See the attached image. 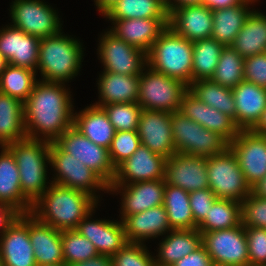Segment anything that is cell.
I'll return each mask as SVG.
<instances>
[{"instance_id": "6da1fadb", "label": "cell", "mask_w": 266, "mask_h": 266, "mask_svg": "<svg viewBox=\"0 0 266 266\" xmlns=\"http://www.w3.org/2000/svg\"><path fill=\"white\" fill-rule=\"evenodd\" d=\"M65 84L40 79L34 84L24 102L27 138L55 142L73 126L74 105Z\"/></svg>"}, {"instance_id": "7a4b0ae2", "label": "cell", "mask_w": 266, "mask_h": 266, "mask_svg": "<svg viewBox=\"0 0 266 266\" xmlns=\"http://www.w3.org/2000/svg\"><path fill=\"white\" fill-rule=\"evenodd\" d=\"M98 203L88 193L51 183L33 203L31 214L59 231L76 230Z\"/></svg>"}, {"instance_id": "3957f363", "label": "cell", "mask_w": 266, "mask_h": 266, "mask_svg": "<svg viewBox=\"0 0 266 266\" xmlns=\"http://www.w3.org/2000/svg\"><path fill=\"white\" fill-rule=\"evenodd\" d=\"M60 32L40 39L37 73L42 81L67 83L79 74L83 62V44Z\"/></svg>"}, {"instance_id": "277c9868", "label": "cell", "mask_w": 266, "mask_h": 266, "mask_svg": "<svg viewBox=\"0 0 266 266\" xmlns=\"http://www.w3.org/2000/svg\"><path fill=\"white\" fill-rule=\"evenodd\" d=\"M7 147L17 162L22 193L33 204L52 183L47 180L50 142L26 138Z\"/></svg>"}, {"instance_id": "5b68a950", "label": "cell", "mask_w": 266, "mask_h": 266, "mask_svg": "<svg viewBox=\"0 0 266 266\" xmlns=\"http://www.w3.org/2000/svg\"><path fill=\"white\" fill-rule=\"evenodd\" d=\"M193 42L167 26L146 54L147 65L167 77L192 83Z\"/></svg>"}, {"instance_id": "8992f818", "label": "cell", "mask_w": 266, "mask_h": 266, "mask_svg": "<svg viewBox=\"0 0 266 266\" xmlns=\"http://www.w3.org/2000/svg\"><path fill=\"white\" fill-rule=\"evenodd\" d=\"M171 128L176 152L210 157L224 152L229 142L219 133L210 131L179 111L171 113Z\"/></svg>"}, {"instance_id": "52a82bcc", "label": "cell", "mask_w": 266, "mask_h": 266, "mask_svg": "<svg viewBox=\"0 0 266 266\" xmlns=\"http://www.w3.org/2000/svg\"><path fill=\"white\" fill-rule=\"evenodd\" d=\"M187 90L188 86L181 80L167 77L146 65L139 76L137 103L146 110L173 113L179 111Z\"/></svg>"}, {"instance_id": "ba28073f", "label": "cell", "mask_w": 266, "mask_h": 266, "mask_svg": "<svg viewBox=\"0 0 266 266\" xmlns=\"http://www.w3.org/2000/svg\"><path fill=\"white\" fill-rule=\"evenodd\" d=\"M209 188L218 199L242 202L251 193L238 159L230 147L224 152L207 157Z\"/></svg>"}, {"instance_id": "9c48e42d", "label": "cell", "mask_w": 266, "mask_h": 266, "mask_svg": "<svg viewBox=\"0 0 266 266\" xmlns=\"http://www.w3.org/2000/svg\"><path fill=\"white\" fill-rule=\"evenodd\" d=\"M49 153V164L56 173L52 183L88 193L98 202L97 190L109 192V186L94 171L64 152L55 142L50 143Z\"/></svg>"}, {"instance_id": "30bf717a", "label": "cell", "mask_w": 266, "mask_h": 266, "mask_svg": "<svg viewBox=\"0 0 266 266\" xmlns=\"http://www.w3.org/2000/svg\"><path fill=\"white\" fill-rule=\"evenodd\" d=\"M55 143L64 152L94 171L108 186L111 185L116 168L111 162L109 149L93 143L73 126L67 129Z\"/></svg>"}, {"instance_id": "8fae6325", "label": "cell", "mask_w": 266, "mask_h": 266, "mask_svg": "<svg viewBox=\"0 0 266 266\" xmlns=\"http://www.w3.org/2000/svg\"><path fill=\"white\" fill-rule=\"evenodd\" d=\"M10 6L11 25L39 39L57 35L62 23L54 8L41 0H14Z\"/></svg>"}, {"instance_id": "7c38bea8", "label": "cell", "mask_w": 266, "mask_h": 266, "mask_svg": "<svg viewBox=\"0 0 266 266\" xmlns=\"http://www.w3.org/2000/svg\"><path fill=\"white\" fill-rule=\"evenodd\" d=\"M100 38L97 54L104 66L103 71L130 76L141 75L147 65L144 51L116 37L108 30Z\"/></svg>"}, {"instance_id": "4fadbf2b", "label": "cell", "mask_w": 266, "mask_h": 266, "mask_svg": "<svg viewBox=\"0 0 266 266\" xmlns=\"http://www.w3.org/2000/svg\"><path fill=\"white\" fill-rule=\"evenodd\" d=\"M202 245L213 264L249 266L248 245L242 223L231 229L202 233Z\"/></svg>"}, {"instance_id": "5bb4252c", "label": "cell", "mask_w": 266, "mask_h": 266, "mask_svg": "<svg viewBox=\"0 0 266 266\" xmlns=\"http://www.w3.org/2000/svg\"><path fill=\"white\" fill-rule=\"evenodd\" d=\"M229 147L235 153L245 180L252 188L266 176V135L240 130Z\"/></svg>"}, {"instance_id": "9a60e30c", "label": "cell", "mask_w": 266, "mask_h": 266, "mask_svg": "<svg viewBox=\"0 0 266 266\" xmlns=\"http://www.w3.org/2000/svg\"><path fill=\"white\" fill-rule=\"evenodd\" d=\"M164 180L187 192L209 188L207 157L176 152L165 160Z\"/></svg>"}, {"instance_id": "2e32d148", "label": "cell", "mask_w": 266, "mask_h": 266, "mask_svg": "<svg viewBox=\"0 0 266 266\" xmlns=\"http://www.w3.org/2000/svg\"><path fill=\"white\" fill-rule=\"evenodd\" d=\"M137 133L141 144L168 159L176 153L171 128V113L143 109Z\"/></svg>"}, {"instance_id": "e0dca14e", "label": "cell", "mask_w": 266, "mask_h": 266, "mask_svg": "<svg viewBox=\"0 0 266 266\" xmlns=\"http://www.w3.org/2000/svg\"><path fill=\"white\" fill-rule=\"evenodd\" d=\"M165 160L148 147L139 148L116 167L111 184H133L136 182L164 179Z\"/></svg>"}, {"instance_id": "ac0fdd59", "label": "cell", "mask_w": 266, "mask_h": 266, "mask_svg": "<svg viewBox=\"0 0 266 266\" xmlns=\"http://www.w3.org/2000/svg\"><path fill=\"white\" fill-rule=\"evenodd\" d=\"M110 193H121V219L163 205L165 180H151L133 184H111Z\"/></svg>"}, {"instance_id": "d6986e66", "label": "cell", "mask_w": 266, "mask_h": 266, "mask_svg": "<svg viewBox=\"0 0 266 266\" xmlns=\"http://www.w3.org/2000/svg\"><path fill=\"white\" fill-rule=\"evenodd\" d=\"M39 45V38L11 24L0 29V54L10 65L36 71Z\"/></svg>"}, {"instance_id": "ffe728a7", "label": "cell", "mask_w": 266, "mask_h": 266, "mask_svg": "<svg viewBox=\"0 0 266 266\" xmlns=\"http://www.w3.org/2000/svg\"><path fill=\"white\" fill-rule=\"evenodd\" d=\"M0 258L4 266H37L28 230V214H21L0 234Z\"/></svg>"}, {"instance_id": "44dd1931", "label": "cell", "mask_w": 266, "mask_h": 266, "mask_svg": "<svg viewBox=\"0 0 266 266\" xmlns=\"http://www.w3.org/2000/svg\"><path fill=\"white\" fill-rule=\"evenodd\" d=\"M179 112L202 127L219 133L229 143L235 139L240 131L231 117L203 103L189 90L184 93L181 99Z\"/></svg>"}, {"instance_id": "7402d4cb", "label": "cell", "mask_w": 266, "mask_h": 266, "mask_svg": "<svg viewBox=\"0 0 266 266\" xmlns=\"http://www.w3.org/2000/svg\"><path fill=\"white\" fill-rule=\"evenodd\" d=\"M94 211L95 208L82 219L76 230L94 244L99 255L111 257L128 242L122 221L94 220L91 218Z\"/></svg>"}, {"instance_id": "603a6c76", "label": "cell", "mask_w": 266, "mask_h": 266, "mask_svg": "<svg viewBox=\"0 0 266 266\" xmlns=\"http://www.w3.org/2000/svg\"><path fill=\"white\" fill-rule=\"evenodd\" d=\"M169 27L192 42L211 38L212 10L201 4L181 6L169 14Z\"/></svg>"}, {"instance_id": "cb8c5ba5", "label": "cell", "mask_w": 266, "mask_h": 266, "mask_svg": "<svg viewBox=\"0 0 266 266\" xmlns=\"http://www.w3.org/2000/svg\"><path fill=\"white\" fill-rule=\"evenodd\" d=\"M125 236L130 243H143L158 238L172 230L163 205L152 207L141 213L125 216L122 220ZM167 232V233H166Z\"/></svg>"}, {"instance_id": "d4e9b609", "label": "cell", "mask_w": 266, "mask_h": 266, "mask_svg": "<svg viewBox=\"0 0 266 266\" xmlns=\"http://www.w3.org/2000/svg\"><path fill=\"white\" fill-rule=\"evenodd\" d=\"M109 31L146 54L161 32L169 26V19H122L110 20Z\"/></svg>"}, {"instance_id": "484cf974", "label": "cell", "mask_w": 266, "mask_h": 266, "mask_svg": "<svg viewBox=\"0 0 266 266\" xmlns=\"http://www.w3.org/2000/svg\"><path fill=\"white\" fill-rule=\"evenodd\" d=\"M28 230L37 266L65 263L61 231L40 222L31 213H28Z\"/></svg>"}, {"instance_id": "4316f807", "label": "cell", "mask_w": 266, "mask_h": 266, "mask_svg": "<svg viewBox=\"0 0 266 266\" xmlns=\"http://www.w3.org/2000/svg\"><path fill=\"white\" fill-rule=\"evenodd\" d=\"M0 148V202L21 214L31 213L33 204L22 193L15 156L7 146Z\"/></svg>"}, {"instance_id": "83f0119b", "label": "cell", "mask_w": 266, "mask_h": 266, "mask_svg": "<svg viewBox=\"0 0 266 266\" xmlns=\"http://www.w3.org/2000/svg\"><path fill=\"white\" fill-rule=\"evenodd\" d=\"M232 93L236 104L234 123L240 130H250L266 108V88L243 80Z\"/></svg>"}, {"instance_id": "f1b7e54d", "label": "cell", "mask_w": 266, "mask_h": 266, "mask_svg": "<svg viewBox=\"0 0 266 266\" xmlns=\"http://www.w3.org/2000/svg\"><path fill=\"white\" fill-rule=\"evenodd\" d=\"M99 101L96 106L114 103H137L139 95V76H130L103 71L99 74Z\"/></svg>"}, {"instance_id": "f546056e", "label": "cell", "mask_w": 266, "mask_h": 266, "mask_svg": "<svg viewBox=\"0 0 266 266\" xmlns=\"http://www.w3.org/2000/svg\"><path fill=\"white\" fill-rule=\"evenodd\" d=\"M201 246L202 234L196 228L170 230L167 236L162 238L154 260L156 265L172 266Z\"/></svg>"}, {"instance_id": "4dcf8cb0", "label": "cell", "mask_w": 266, "mask_h": 266, "mask_svg": "<svg viewBox=\"0 0 266 266\" xmlns=\"http://www.w3.org/2000/svg\"><path fill=\"white\" fill-rule=\"evenodd\" d=\"M73 127L93 143L110 148L115 129L104 109L90 104L78 113H73Z\"/></svg>"}, {"instance_id": "1f68e13d", "label": "cell", "mask_w": 266, "mask_h": 266, "mask_svg": "<svg viewBox=\"0 0 266 266\" xmlns=\"http://www.w3.org/2000/svg\"><path fill=\"white\" fill-rule=\"evenodd\" d=\"M256 1L258 0H246L240 5L213 10L211 38H214L224 47L231 46L252 11L249 4L251 5Z\"/></svg>"}, {"instance_id": "d6a6232c", "label": "cell", "mask_w": 266, "mask_h": 266, "mask_svg": "<svg viewBox=\"0 0 266 266\" xmlns=\"http://www.w3.org/2000/svg\"><path fill=\"white\" fill-rule=\"evenodd\" d=\"M231 47L244 59L266 53V14L252 9Z\"/></svg>"}, {"instance_id": "836d02e7", "label": "cell", "mask_w": 266, "mask_h": 266, "mask_svg": "<svg viewBox=\"0 0 266 266\" xmlns=\"http://www.w3.org/2000/svg\"><path fill=\"white\" fill-rule=\"evenodd\" d=\"M26 138L24 103L0 92V146Z\"/></svg>"}, {"instance_id": "e575fe53", "label": "cell", "mask_w": 266, "mask_h": 266, "mask_svg": "<svg viewBox=\"0 0 266 266\" xmlns=\"http://www.w3.org/2000/svg\"><path fill=\"white\" fill-rule=\"evenodd\" d=\"M188 90L203 103L235 120L236 104L232 89L221 86L211 79H201L192 82Z\"/></svg>"}, {"instance_id": "d590c367", "label": "cell", "mask_w": 266, "mask_h": 266, "mask_svg": "<svg viewBox=\"0 0 266 266\" xmlns=\"http://www.w3.org/2000/svg\"><path fill=\"white\" fill-rule=\"evenodd\" d=\"M109 20L169 19L165 0H120L105 16Z\"/></svg>"}, {"instance_id": "8d00e7d4", "label": "cell", "mask_w": 266, "mask_h": 266, "mask_svg": "<svg viewBox=\"0 0 266 266\" xmlns=\"http://www.w3.org/2000/svg\"><path fill=\"white\" fill-rule=\"evenodd\" d=\"M241 223V203L231 199H217L205 219L196 229L202 234L210 231L231 229Z\"/></svg>"}, {"instance_id": "74e56055", "label": "cell", "mask_w": 266, "mask_h": 266, "mask_svg": "<svg viewBox=\"0 0 266 266\" xmlns=\"http://www.w3.org/2000/svg\"><path fill=\"white\" fill-rule=\"evenodd\" d=\"M172 230L194 229V218L189 204V192L165 183L164 203Z\"/></svg>"}, {"instance_id": "f35d334b", "label": "cell", "mask_w": 266, "mask_h": 266, "mask_svg": "<svg viewBox=\"0 0 266 266\" xmlns=\"http://www.w3.org/2000/svg\"><path fill=\"white\" fill-rule=\"evenodd\" d=\"M224 46L214 38L193 42L192 82L211 79L218 64Z\"/></svg>"}, {"instance_id": "ab89813d", "label": "cell", "mask_w": 266, "mask_h": 266, "mask_svg": "<svg viewBox=\"0 0 266 266\" xmlns=\"http://www.w3.org/2000/svg\"><path fill=\"white\" fill-rule=\"evenodd\" d=\"M36 75L34 70L8 64L0 74V92L24 103L37 82Z\"/></svg>"}, {"instance_id": "60d3db41", "label": "cell", "mask_w": 266, "mask_h": 266, "mask_svg": "<svg viewBox=\"0 0 266 266\" xmlns=\"http://www.w3.org/2000/svg\"><path fill=\"white\" fill-rule=\"evenodd\" d=\"M244 60L231 46L224 47L211 80L233 89L244 80Z\"/></svg>"}, {"instance_id": "b9f144b4", "label": "cell", "mask_w": 266, "mask_h": 266, "mask_svg": "<svg viewBox=\"0 0 266 266\" xmlns=\"http://www.w3.org/2000/svg\"><path fill=\"white\" fill-rule=\"evenodd\" d=\"M63 259L67 266L99 255L94 244L77 230L61 231Z\"/></svg>"}, {"instance_id": "7bdbcfd3", "label": "cell", "mask_w": 266, "mask_h": 266, "mask_svg": "<svg viewBox=\"0 0 266 266\" xmlns=\"http://www.w3.org/2000/svg\"><path fill=\"white\" fill-rule=\"evenodd\" d=\"M104 109L115 131L137 130L143 108L138 103H114L100 106Z\"/></svg>"}, {"instance_id": "ee69618b", "label": "cell", "mask_w": 266, "mask_h": 266, "mask_svg": "<svg viewBox=\"0 0 266 266\" xmlns=\"http://www.w3.org/2000/svg\"><path fill=\"white\" fill-rule=\"evenodd\" d=\"M143 243L127 242L111 256L112 266H155L153 255Z\"/></svg>"}, {"instance_id": "f6af8a7d", "label": "cell", "mask_w": 266, "mask_h": 266, "mask_svg": "<svg viewBox=\"0 0 266 266\" xmlns=\"http://www.w3.org/2000/svg\"><path fill=\"white\" fill-rule=\"evenodd\" d=\"M141 145L137 130L115 131L109 148L112 164L116 168L120 163L129 158Z\"/></svg>"}, {"instance_id": "bcb514c9", "label": "cell", "mask_w": 266, "mask_h": 266, "mask_svg": "<svg viewBox=\"0 0 266 266\" xmlns=\"http://www.w3.org/2000/svg\"><path fill=\"white\" fill-rule=\"evenodd\" d=\"M242 225L266 229V199L252 192L241 202Z\"/></svg>"}, {"instance_id": "7dc6e473", "label": "cell", "mask_w": 266, "mask_h": 266, "mask_svg": "<svg viewBox=\"0 0 266 266\" xmlns=\"http://www.w3.org/2000/svg\"><path fill=\"white\" fill-rule=\"evenodd\" d=\"M247 245L249 266H266V229L244 227Z\"/></svg>"}, {"instance_id": "c3c4849f", "label": "cell", "mask_w": 266, "mask_h": 266, "mask_svg": "<svg viewBox=\"0 0 266 266\" xmlns=\"http://www.w3.org/2000/svg\"><path fill=\"white\" fill-rule=\"evenodd\" d=\"M218 198L210 188L189 192V204L194 218V228L205 219L208 211Z\"/></svg>"}, {"instance_id": "681fc988", "label": "cell", "mask_w": 266, "mask_h": 266, "mask_svg": "<svg viewBox=\"0 0 266 266\" xmlns=\"http://www.w3.org/2000/svg\"><path fill=\"white\" fill-rule=\"evenodd\" d=\"M243 71L244 81L266 88V53L245 58Z\"/></svg>"}, {"instance_id": "f907efd6", "label": "cell", "mask_w": 266, "mask_h": 266, "mask_svg": "<svg viewBox=\"0 0 266 266\" xmlns=\"http://www.w3.org/2000/svg\"><path fill=\"white\" fill-rule=\"evenodd\" d=\"M213 262L202 245L196 251L182 257L172 266H213Z\"/></svg>"}, {"instance_id": "816d5d0a", "label": "cell", "mask_w": 266, "mask_h": 266, "mask_svg": "<svg viewBox=\"0 0 266 266\" xmlns=\"http://www.w3.org/2000/svg\"><path fill=\"white\" fill-rule=\"evenodd\" d=\"M20 215L14 207L0 202V234H3Z\"/></svg>"}, {"instance_id": "f5cc1de1", "label": "cell", "mask_w": 266, "mask_h": 266, "mask_svg": "<svg viewBox=\"0 0 266 266\" xmlns=\"http://www.w3.org/2000/svg\"><path fill=\"white\" fill-rule=\"evenodd\" d=\"M70 266H112V260L110 256L98 255L94 258L74 263Z\"/></svg>"}, {"instance_id": "db71d44e", "label": "cell", "mask_w": 266, "mask_h": 266, "mask_svg": "<svg viewBox=\"0 0 266 266\" xmlns=\"http://www.w3.org/2000/svg\"><path fill=\"white\" fill-rule=\"evenodd\" d=\"M120 0H94L95 6L102 16L106 15L110 10H112Z\"/></svg>"}, {"instance_id": "11a10c76", "label": "cell", "mask_w": 266, "mask_h": 266, "mask_svg": "<svg viewBox=\"0 0 266 266\" xmlns=\"http://www.w3.org/2000/svg\"><path fill=\"white\" fill-rule=\"evenodd\" d=\"M166 8L170 14L174 9L185 5L200 4V0H165Z\"/></svg>"}, {"instance_id": "9f6ffc18", "label": "cell", "mask_w": 266, "mask_h": 266, "mask_svg": "<svg viewBox=\"0 0 266 266\" xmlns=\"http://www.w3.org/2000/svg\"><path fill=\"white\" fill-rule=\"evenodd\" d=\"M250 130L254 133L266 135V108L262 112L257 123Z\"/></svg>"}, {"instance_id": "6f0895ef", "label": "cell", "mask_w": 266, "mask_h": 266, "mask_svg": "<svg viewBox=\"0 0 266 266\" xmlns=\"http://www.w3.org/2000/svg\"><path fill=\"white\" fill-rule=\"evenodd\" d=\"M251 192L258 197L266 199V176L251 188Z\"/></svg>"}, {"instance_id": "680465c9", "label": "cell", "mask_w": 266, "mask_h": 266, "mask_svg": "<svg viewBox=\"0 0 266 266\" xmlns=\"http://www.w3.org/2000/svg\"><path fill=\"white\" fill-rule=\"evenodd\" d=\"M246 0H216V9L243 4Z\"/></svg>"}, {"instance_id": "91938a15", "label": "cell", "mask_w": 266, "mask_h": 266, "mask_svg": "<svg viewBox=\"0 0 266 266\" xmlns=\"http://www.w3.org/2000/svg\"><path fill=\"white\" fill-rule=\"evenodd\" d=\"M200 4L209 7L212 11L216 10V0H200Z\"/></svg>"}, {"instance_id": "94428289", "label": "cell", "mask_w": 266, "mask_h": 266, "mask_svg": "<svg viewBox=\"0 0 266 266\" xmlns=\"http://www.w3.org/2000/svg\"><path fill=\"white\" fill-rule=\"evenodd\" d=\"M7 65H8L7 60L0 54V74L6 68Z\"/></svg>"}, {"instance_id": "6125c7cd", "label": "cell", "mask_w": 266, "mask_h": 266, "mask_svg": "<svg viewBox=\"0 0 266 266\" xmlns=\"http://www.w3.org/2000/svg\"><path fill=\"white\" fill-rule=\"evenodd\" d=\"M40 266H67L65 263L51 264V265H40Z\"/></svg>"}, {"instance_id": "be15d7a7", "label": "cell", "mask_w": 266, "mask_h": 266, "mask_svg": "<svg viewBox=\"0 0 266 266\" xmlns=\"http://www.w3.org/2000/svg\"><path fill=\"white\" fill-rule=\"evenodd\" d=\"M0 266H4V264H3L2 260H1V258H0Z\"/></svg>"}, {"instance_id": "e7e4bbea", "label": "cell", "mask_w": 266, "mask_h": 266, "mask_svg": "<svg viewBox=\"0 0 266 266\" xmlns=\"http://www.w3.org/2000/svg\"><path fill=\"white\" fill-rule=\"evenodd\" d=\"M213 266H227V265H217V264H214Z\"/></svg>"}]
</instances>
